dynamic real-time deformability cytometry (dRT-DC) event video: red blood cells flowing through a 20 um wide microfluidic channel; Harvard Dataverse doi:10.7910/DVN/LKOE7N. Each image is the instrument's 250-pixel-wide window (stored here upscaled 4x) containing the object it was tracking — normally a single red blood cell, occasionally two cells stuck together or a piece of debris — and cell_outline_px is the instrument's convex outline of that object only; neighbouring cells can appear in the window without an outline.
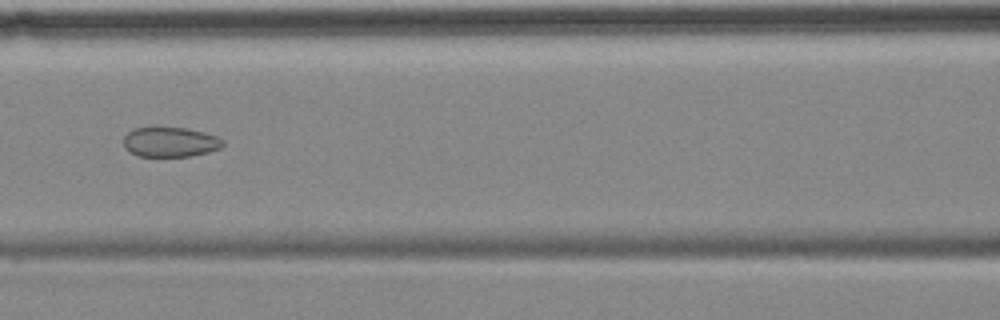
{"species": "common noctule bat (a hibernating species)", "species_latin": "Nyctalus noctula", "temperature_condition": "cold", "stored_images_in_passage": 8, "camera_frame_rate_fps": 3000, "um_per_image_px": 0.085, "animal": {"sex": "female", "body_mass_g": 18.4}, "frame": {"image": 1, "passage_image": 7, "time_ms": 7.0, "image_size_px": [1000, 320], "cell_outline_px": [[224, 144], [220, 148], [208, 152], [188, 156], [140, 156], [124, 148], [124, 136], [132, 128], [188, 128], [204, 132], [216, 136], [224, 140]], "centroid_in_image_um": [14.48, 12.07], "position_along_channel_um": 152.1, "area_um2": 17.11}}
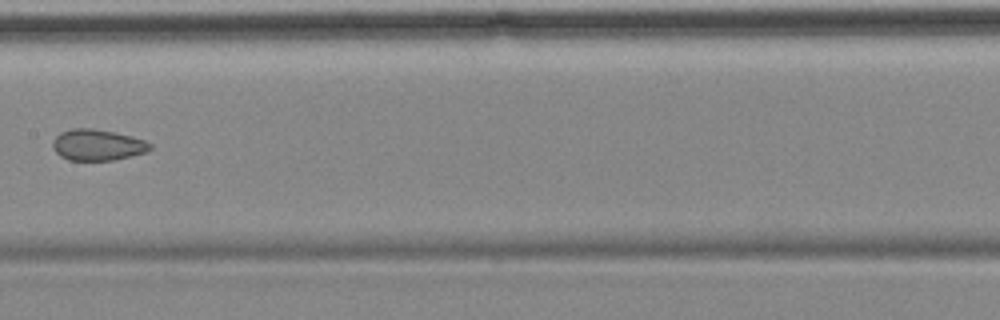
{"frame": {"image": 2, "passage_image": 8, "time_ms": 8.333, "image_size_px": [1000, 320], "cell_outline_px": [[152, 148], [148, 152], [112, 160], [68, 160], [60, 156], [52, 148], [52, 144], [56, 136], [60, 132], [72, 128], [92, 128], [116, 132], [132, 136], [144, 140], [152, 144]], "centroid_in_image_um": [8.29, 12.31], "position_along_channel_um": 199.1, "area_um2": 17.8}}